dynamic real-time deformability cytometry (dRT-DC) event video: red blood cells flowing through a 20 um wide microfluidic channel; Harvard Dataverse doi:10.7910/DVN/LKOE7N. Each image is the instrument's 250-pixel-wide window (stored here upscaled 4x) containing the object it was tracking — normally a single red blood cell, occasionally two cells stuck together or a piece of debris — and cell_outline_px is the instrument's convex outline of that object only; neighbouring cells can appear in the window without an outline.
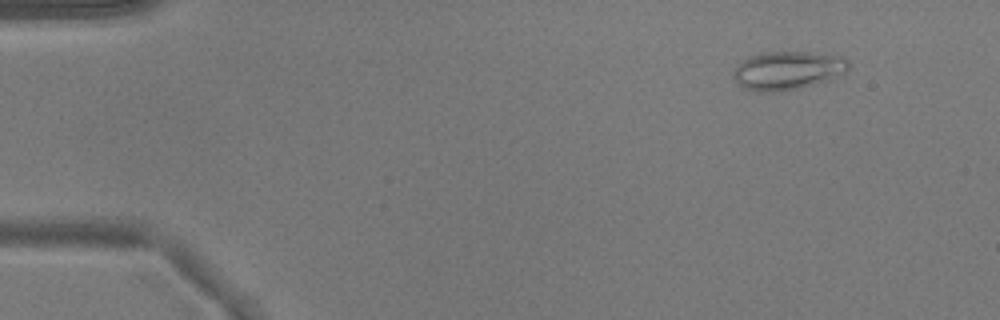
{"species": "common noctule bat (a hibernating species)", "species_latin": "Nyctalus noctula", "temperature_condition": "warm", "stored_images_in_passage": 48, "camera_frame_rate_fps": 3000, "um_per_image_px": 0.085, "animal": {"sex": "male", "body_mass_g": 17.9}, "frame": {"image": 1, "passage_image": 2, "time_ms": 0.333, "image_size_px": [1000, 320], "cell_outline_px": [[848, 68], [844, 72], [828, 80], [796, 88], [772, 92], [756, 92], [744, 88], [732, 76], [732, 72], [744, 60], [752, 56], [768, 52], [808, 52], [844, 56], [848, 60]], "centroid_in_image_um": [66.95, 5.98], "position_along_channel_um": 18.0, "area_um2": 25.32}}
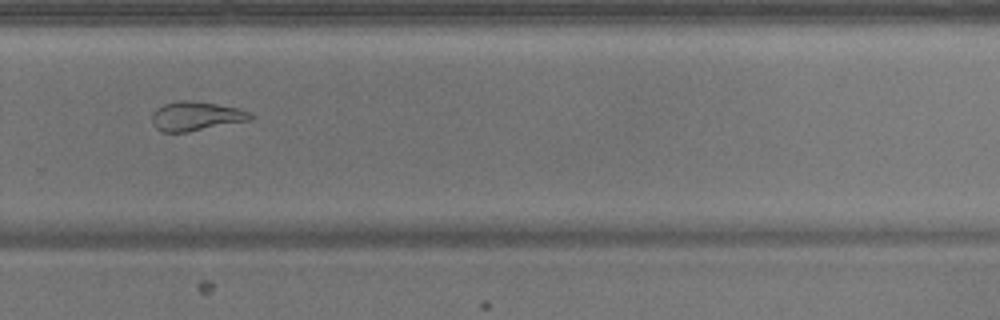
{"frame": {"image": 2, "passage_image": 32, "time_ms": 10.333, "image_size_px": [1000, 320], "cell_outline_px": [[252, 120], [188, 132], [160, 132], [152, 124], [152, 112], [156, 108], [164, 104], [180, 100], [192, 100], [216, 104], [236, 108], [252, 112]], "centroid_in_image_um": [16.64, 9.88], "position_along_channel_um": 313.2, "area_um2": 16.88}}
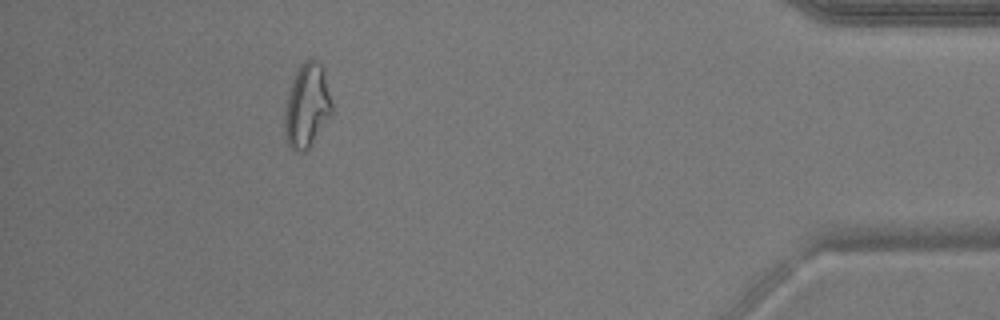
{"frame": {"image": 3, "passage_image": 43, "time_ms": 14.0, "image_size_px": [1000, 320], "cell_outline_px": [[332, 112], [308, 148], [304, 152], [300, 152], [292, 148], [288, 144], [284, 136], [284, 112], [292, 80], [300, 64], [308, 56], [312, 56], [324, 68], [332, 104]], "centroid_in_image_um": [26.08, 8.93], "position_along_channel_um": 409.1, "area_um2": 23.06}}